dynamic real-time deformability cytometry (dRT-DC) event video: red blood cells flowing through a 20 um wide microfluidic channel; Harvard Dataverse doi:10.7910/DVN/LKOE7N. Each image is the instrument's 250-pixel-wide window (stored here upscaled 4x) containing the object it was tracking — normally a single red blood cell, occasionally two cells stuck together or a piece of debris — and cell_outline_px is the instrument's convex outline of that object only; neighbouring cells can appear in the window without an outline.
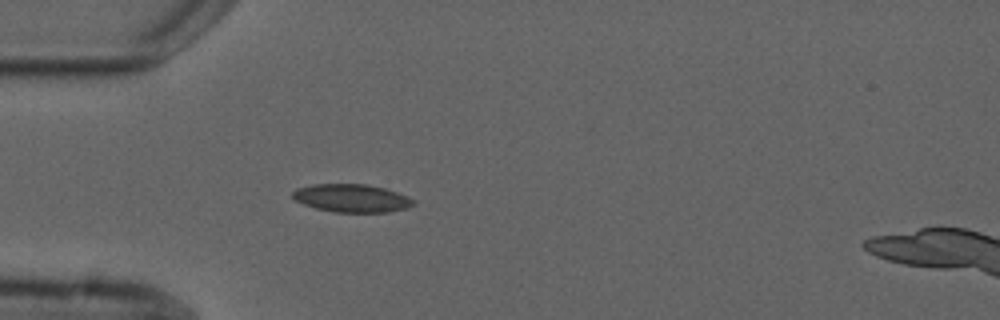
{"species": "common noctule bat (a hibernating species)", "species_latin": "Nyctalus noctula", "temperature_condition": "cold", "stored_images_in_passage": 5, "camera_frame_rate_fps": 3000, "um_per_image_px": 0.085, "animal": {"sex": "male", "forearm_length_mm": 52.5}, "frame": {"image": 1, "passage_image": 5, "time_ms": 4.667, "image_size_px": [1000, 320], "cell_outline_px": [[416, 204], [404, 208], [388, 212], [336, 212], [316, 208], [304, 204], [296, 200], [292, 196], [292, 192], [296, 188], [312, 184], [368, 184], [384, 188], [408, 196], [416, 200]], "centroid_in_image_um": [29.9, 16.83], "position_along_channel_um": 55.1, "area_um2": 19.71}}